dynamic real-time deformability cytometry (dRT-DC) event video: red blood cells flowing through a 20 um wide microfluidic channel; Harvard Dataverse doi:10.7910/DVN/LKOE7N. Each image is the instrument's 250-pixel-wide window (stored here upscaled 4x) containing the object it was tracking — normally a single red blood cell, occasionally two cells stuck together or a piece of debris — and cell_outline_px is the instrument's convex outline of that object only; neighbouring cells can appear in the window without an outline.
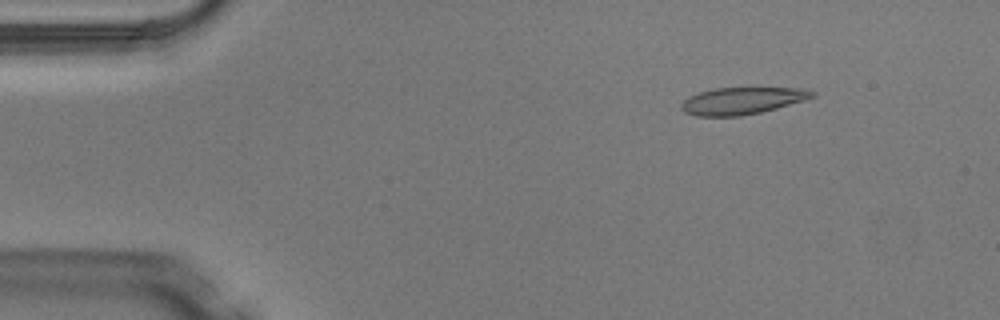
{"species": "Egyptian fruit bat (a non-hibernating species)", "species_latin": "Rousettus aegyptiacus", "temperature_condition": "warm", "stored_images_in_passage": 3, "camera_frame_rate_fps": 3000, "um_per_image_px": 0.085, "animal": {"sex": "male"}, "frame": {"image": 1, "passage_image": 1, "time_ms": 0.0, "image_size_px": [1000, 320], "cell_outline_px": [[816, 96], [804, 100], [776, 108], [760, 112], [740, 116], [696, 116], [684, 112], [680, 108], [680, 104], [688, 96], [700, 92], [716, 88], [808, 88], [816, 92]], "centroid_in_image_um": [63.08, 8.56], "position_along_channel_um": 21.9, "area_um2": 20.63}}